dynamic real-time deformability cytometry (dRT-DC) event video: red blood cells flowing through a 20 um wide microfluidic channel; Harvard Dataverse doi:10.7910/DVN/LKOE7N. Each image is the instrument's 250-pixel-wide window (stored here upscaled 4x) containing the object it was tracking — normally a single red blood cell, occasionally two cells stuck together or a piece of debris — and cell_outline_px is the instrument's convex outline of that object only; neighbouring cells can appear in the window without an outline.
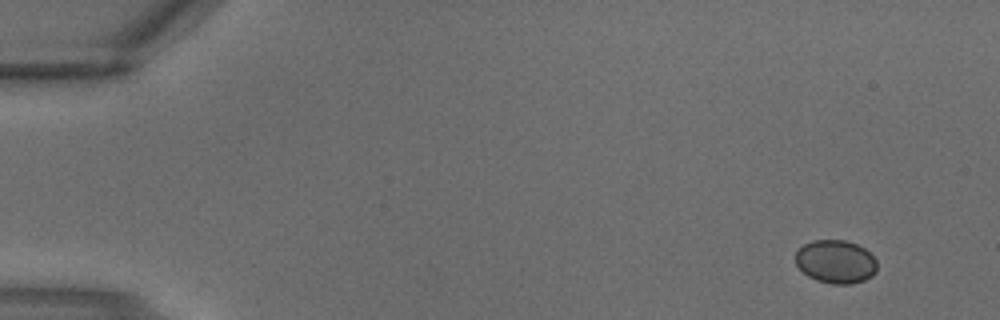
{"species": "common noctule bat (a hibernating species)", "species_latin": "Nyctalus noctula", "temperature_condition": "warm", "stored_images_in_passage": 4, "camera_frame_rate_fps": 3000, "um_per_image_px": 0.085, "animal": {"sex": "male", "body_mass_g": 18.8}, "frame": {"image": 1, "passage_image": 1, "time_ms": 0.0, "image_size_px": [1000, 320], "cell_outline_px": [[876, 272], [872, 276], [864, 280], [852, 284], [832, 284], [816, 280], [808, 276], [796, 264], [796, 252], [804, 244], [812, 240], [844, 240], [856, 244], [864, 248], [876, 260]], "centroid_in_image_um": [71.04, 22.25], "position_along_channel_um": 14.0, "area_um2": 20.52}}